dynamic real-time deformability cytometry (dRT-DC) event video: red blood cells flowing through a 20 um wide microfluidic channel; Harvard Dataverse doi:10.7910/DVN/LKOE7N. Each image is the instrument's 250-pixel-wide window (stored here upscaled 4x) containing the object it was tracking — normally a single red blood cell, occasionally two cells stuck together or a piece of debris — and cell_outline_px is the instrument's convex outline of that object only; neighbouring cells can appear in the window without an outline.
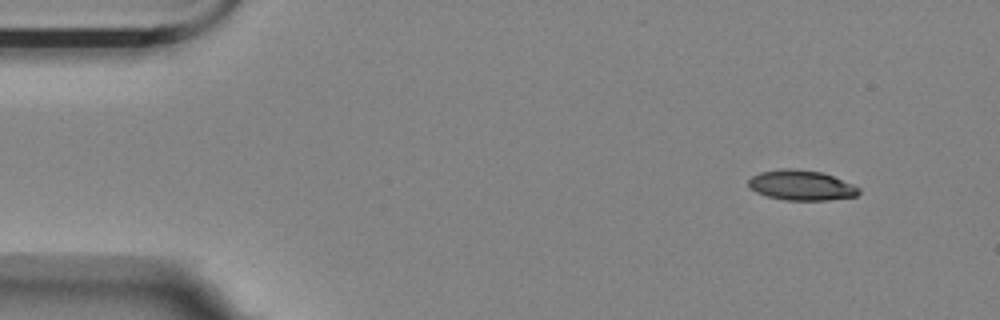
{"species": "Egyptian fruit bat (a non-hibernating species)", "species_latin": "Rousettus aegyptiacus", "temperature_condition": "room temperature", "stored_images_in_passage": 5, "camera_frame_rate_fps": 3000, "um_per_image_px": 0.085, "animal": {"sex": "female"}, "frame": {"image": 1, "passage_image": 1, "time_ms": 0.0, "image_size_px": [1000, 320], "cell_outline_px": [[860, 192], [856, 196], [828, 200], [788, 200], [768, 196], [756, 192], [748, 184], [748, 180], [752, 176], [760, 172], [780, 168], [792, 168], [824, 172], [852, 184], [860, 188]], "centroid_in_image_um": [68.12, 15.73], "position_along_channel_um": 16.9, "area_um2": 19.36}}